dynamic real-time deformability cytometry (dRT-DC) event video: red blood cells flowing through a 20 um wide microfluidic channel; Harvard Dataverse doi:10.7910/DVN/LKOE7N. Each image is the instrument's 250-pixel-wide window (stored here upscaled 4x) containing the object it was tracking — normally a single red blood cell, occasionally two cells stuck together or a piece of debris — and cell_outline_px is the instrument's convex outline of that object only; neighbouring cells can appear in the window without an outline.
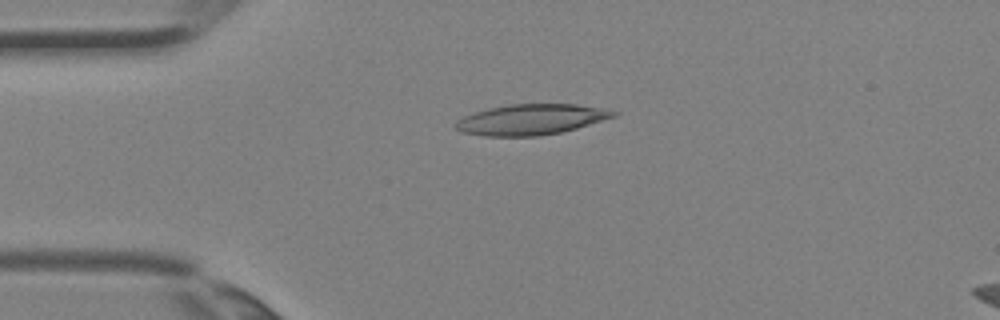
{"species": "Egyptian fruit bat (a non-hibernating species)", "species_latin": "Rousettus aegyptiacus", "temperature_condition": "room temperature", "stored_images_in_passage": 2, "camera_frame_rate_fps": 3000, "um_per_image_px": 0.085, "animal": {"sex": "female"}, "frame": {"image": 1, "passage_image": 1, "time_ms": 0.0, "image_size_px": [1000, 320], "cell_outline_px": [[620, 112], [616, 116], [576, 128], [560, 132], [536, 136], [484, 136], [460, 132], [452, 124], [456, 120], [464, 116], [488, 108], [508, 104], [576, 104], [600, 108]], "centroid_in_image_um": [45.09, 10.16], "position_along_channel_um": 39.9, "area_um2": 28.09}}